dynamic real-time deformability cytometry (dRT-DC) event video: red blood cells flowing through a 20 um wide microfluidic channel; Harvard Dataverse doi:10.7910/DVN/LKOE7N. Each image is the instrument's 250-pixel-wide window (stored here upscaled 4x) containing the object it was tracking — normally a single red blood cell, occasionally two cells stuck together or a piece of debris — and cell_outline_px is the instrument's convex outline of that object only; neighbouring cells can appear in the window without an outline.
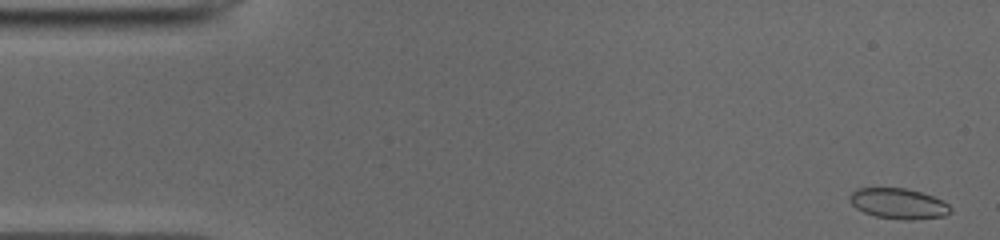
{"species": "common noctule bat (a hibernating species)", "species_latin": "Nyctalus noctula", "temperature_condition": "cold", "stored_images_in_passage": 50, "camera_frame_rate_fps": 3000, "um_per_image_px": 0.085, "animal": {"sex": "male", "body_mass_g": 19.0, "forearm_length_mm": 50.8}, "frame": {"image": 1, "passage_image": 1, "time_ms": 0.0, "image_size_px": [1000, 240], "cell_outline_px": [[952, 212], [944, 216], [912, 220], [908, 220], [876, 216], [864, 212], [856, 208], [848, 200], [848, 196], [856, 188], [904, 188], [920, 192], [932, 196], [948, 204], [952, 208]], "centroid_in_image_um": [76.35, 17.3], "position_along_channel_um": 8.6, "area_um2": 17.86}}
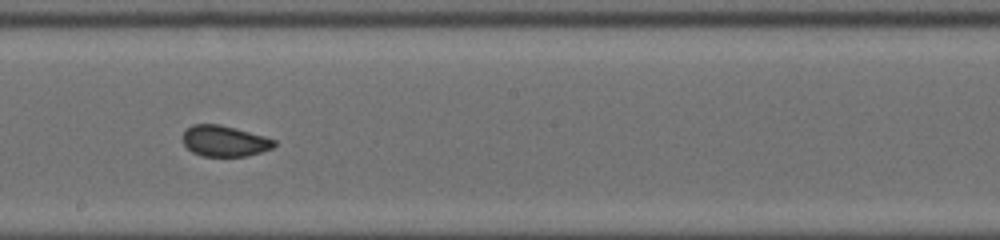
{"frame": {"image": 2, "passage_image": 27, "time_ms": 8.667, "image_size_px": [1000, 240], "cell_outline_px": [[276, 144], [272, 148], [248, 156], [200, 156], [192, 152], [184, 144], [180, 136], [192, 124], [220, 124], [236, 128], [264, 136], [276, 140]], "centroid_in_image_um": [19.06, 11.98], "position_along_channel_um": 229.1, "area_um2": 16.59}}
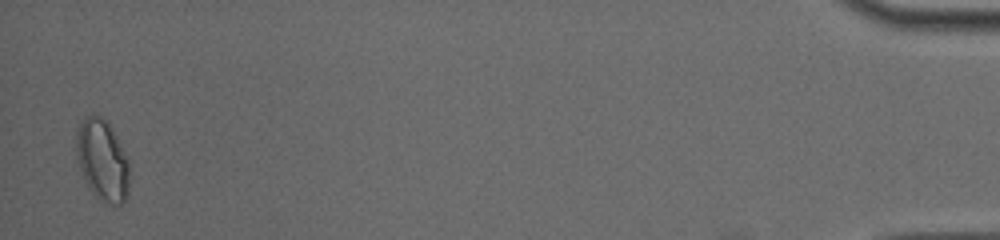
{"frame": {"image": 3, "passage_image": 49, "time_ms": 16.0, "image_size_px": [1000, 240], "cell_outline_px": [[128, 196], [120, 204], [104, 204], [88, 188], [80, 168], [76, 152], [76, 136], [80, 124], [88, 116], [100, 116], [112, 128], [128, 160]], "centroid_in_image_um": [8.7, 13.66], "position_along_channel_um": 426.5, "area_um2": 24.74}, "authors_computed_cell_mechanics": {"area_um2": 17.3978, "velocity_mm_per_s": 3.9452, "shape_relaxation_time_tau1_ms": null, "shape_relaxation_time_tau2_ms": 1.0959, "deformation_change_tau1": null, "deformation_change_tau2": 0.0503}}